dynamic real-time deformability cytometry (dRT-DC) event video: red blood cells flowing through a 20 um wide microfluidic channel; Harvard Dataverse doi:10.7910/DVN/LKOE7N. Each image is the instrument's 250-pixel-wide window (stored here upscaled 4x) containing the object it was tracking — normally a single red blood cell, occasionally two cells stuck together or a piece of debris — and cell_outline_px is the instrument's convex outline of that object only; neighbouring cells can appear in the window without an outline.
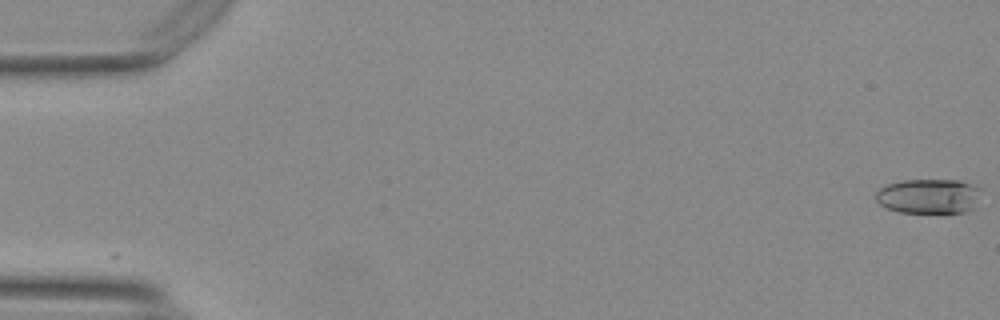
{"species": "Egyptian fruit bat (a non-hibernating species)", "species_latin": "Rousettus aegyptiacus", "temperature_condition": "warm", "stored_images_in_passage": 57, "camera_frame_rate_fps": 3000, "um_per_image_px": 0.085, "animal": {"sex": "female"}, "frame": {"image": 1, "passage_image": 1, "time_ms": 0.0, "image_size_px": [1000, 320], "cell_outline_px": [[980, 188], [972, 208], [964, 212], [900, 212], [888, 208], [880, 204], [876, 200], [876, 192], [880, 188], [888, 184], [900, 180], [960, 180]], "centroid_in_image_um": [78.89, 16.66], "position_along_channel_um": 6.1, "area_um2": 20.92}}
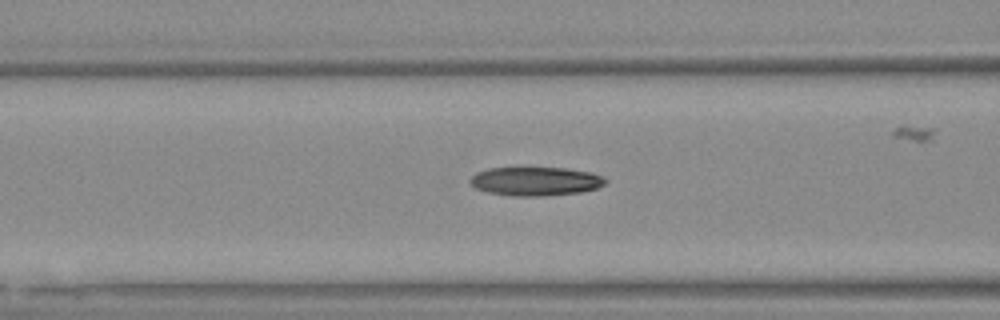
{"frame": {"image": 2, "passage_image": 23, "time_ms": 7.333, "image_size_px": [1000, 320], "cell_outline_px": [[608, 180], [604, 184], [596, 188], [580, 192], [544, 196], [512, 196], [488, 192], [476, 188], [468, 184], [468, 180], [476, 172], [488, 168], [564, 168], [592, 172]], "centroid_in_image_um": [45.48, 15.41], "position_along_channel_um": 121.1, "area_um2": 22.72}}
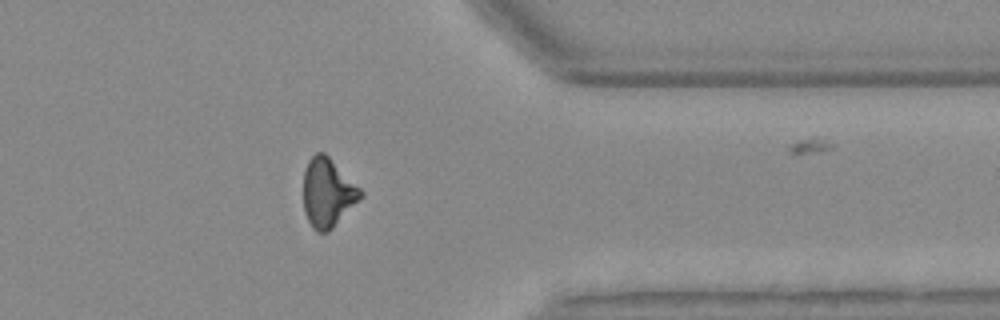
{"frame": {"image": 3, "passage_image": 45, "time_ms": 14.667, "image_size_px": [1000, 320], "cell_outline_px": [[364, 196], [328, 232], [316, 232], [312, 228], [304, 212], [304, 172], [308, 160], [316, 152], [324, 152], [364, 192]], "centroid_in_image_um": [27.85, 16.39], "position_along_channel_um": 383.5, "area_um2": 22.83}, "authors_computed_cell_mechanics": {"area_um2": 22.4842, "velocity_mm_per_s": 3.7398, "shape_relaxation_time_tau1_ms": 7.7232, "shape_relaxation_time_tau2_ms": 3.3824, "deformation_change_tau1": 0.2086, "deformation_change_tau2": 0.1218}}